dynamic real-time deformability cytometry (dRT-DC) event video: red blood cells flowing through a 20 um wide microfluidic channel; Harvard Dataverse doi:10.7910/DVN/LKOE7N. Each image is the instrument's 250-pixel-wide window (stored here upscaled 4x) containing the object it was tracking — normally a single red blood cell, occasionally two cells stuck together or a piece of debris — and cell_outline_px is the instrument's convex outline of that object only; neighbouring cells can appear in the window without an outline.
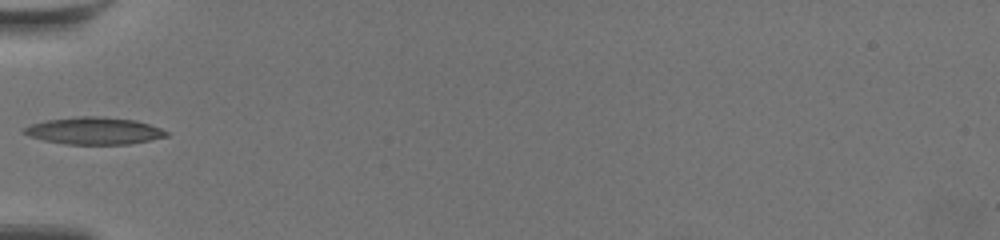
{"species": "common noctule bat (a hibernating species)", "species_latin": "Nyctalus noctula", "temperature_condition": "warm", "stored_images_in_passage": 3, "camera_frame_rate_fps": 3000, "um_per_image_px": 0.085, "animal": {"sex": "female", "body_mass_g": 19.5, "forearm_length_mm": 54.1}, "frame": {"image": 1, "passage_image": 1, "time_ms": 0.0, "image_size_px": [1000, 240], "cell_outline_px": [[168, 136], [128, 144], [64, 144], [44, 140], [28, 136], [20, 132], [24, 128], [32, 124], [48, 120], [80, 116], [100, 116], [136, 120], [160, 128], [168, 132]], "centroid_in_image_um": [7.97, 11.12], "position_along_channel_um": 77.0, "area_um2": 22.37}}